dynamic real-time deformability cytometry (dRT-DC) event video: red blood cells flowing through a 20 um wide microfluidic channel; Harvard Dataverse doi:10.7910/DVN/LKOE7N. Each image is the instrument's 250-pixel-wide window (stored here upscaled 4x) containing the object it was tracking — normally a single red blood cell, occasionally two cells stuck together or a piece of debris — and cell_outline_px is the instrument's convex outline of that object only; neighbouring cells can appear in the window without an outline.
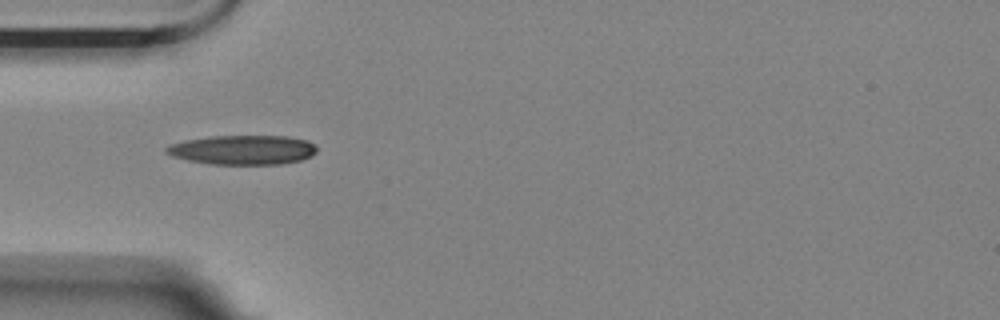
{"species": "Egyptian fruit bat (a non-hibernating species)", "species_latin": "Rousettus aegyptiacus", "temperature_condition": "room temperature", "stored_images_in_passage": 8, "camera_frame_rate_fps": 3000, "um_per_image_px": 0.085, "animal": {"sex": "female"}, "frame": {"image": 1, "passage_image": 2, "time_ms": 0.333, "image_size_px": [1000, 320], "cell_outline_px": [[316, 152], [312, 156], [300, 160], [280, 164], [212, 164], [188, 160], [172, 156], [164, 152], [164, 148], [172, 144], [184, 140], [208, 136], [288, 136], [308, 140], [316, 144]], "centroid_in_image_um": [20.65, 12.73], "position_along_channel_um": 64.4, "area_um2": 25.95}}
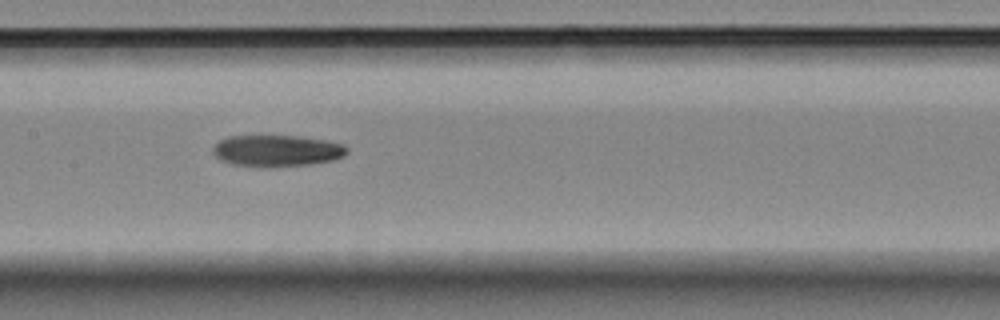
{"frame": {"image": 2, "passage_image": 5, "time_ms": 1.333, "image_size_px": [1000, 320], "cell_outline_px": [[348, 152], [344, 156], [336, 160], [312, 164], [264, 168], [232, 164], [220, 160], [212, 152], [212, 148], [220, 140], [228, 136], [296, 136], [324, 140], [344, 144], [348, 148]], "centroid_in_image_um": [23.55, 12.83], "position_along_channel_um": 183.9, "area_um2": 24.91}}
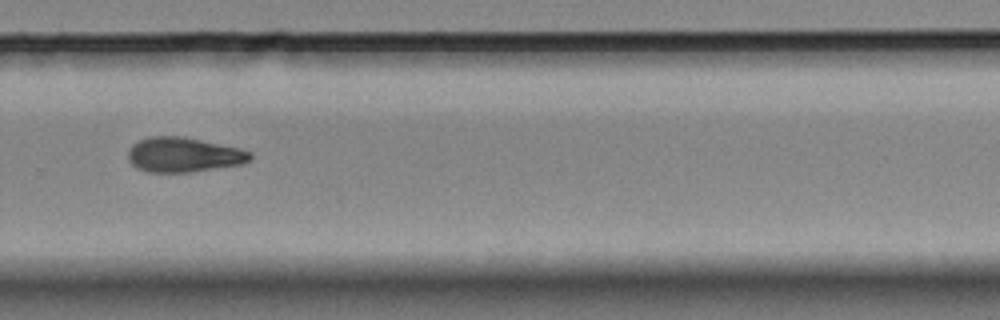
{"frame": {"image": 3, "passage_image": 8, "time_ms": 2.333, "image_size_px": [1000, 320], "cell_outline_px": [[252, 160], [244, 164], [188, 172], [148, 172], [136, 168], [128, 160], [128, 148], [132, 144], [148, 136], [180, 136], [240, 148], [252, 152]], "centroid_in_image_um": [15.6, 13.16], "position_along_channel_um": 314.2, "area_um2": 24.85}}